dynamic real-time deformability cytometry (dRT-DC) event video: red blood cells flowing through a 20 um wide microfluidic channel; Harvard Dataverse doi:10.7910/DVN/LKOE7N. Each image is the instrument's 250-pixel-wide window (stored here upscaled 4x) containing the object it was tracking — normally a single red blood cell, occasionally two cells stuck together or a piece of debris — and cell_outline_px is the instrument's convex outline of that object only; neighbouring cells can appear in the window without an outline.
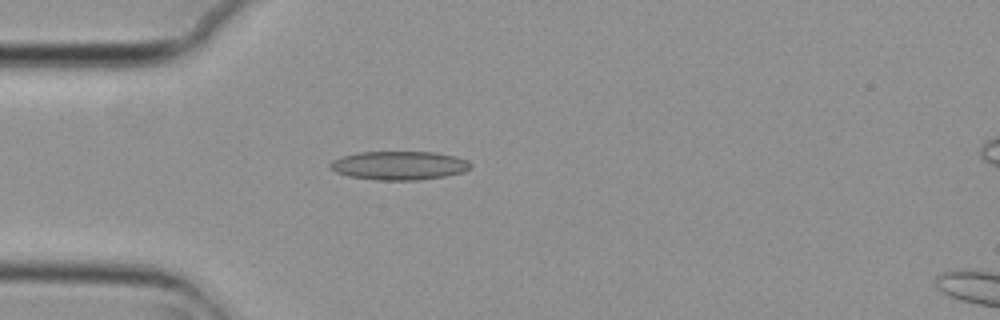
{"species": "common noctule bat (a hibernating species)", "species_latin": "Nyctalus noctula", "temperature_condition": "cold", "stored_images_in_passage": 4, "camera_frame_rate_fps": 3000, "um_per_image_px": 0.085, "animal": {"sex": "female", "body_mass_g": 29.2, "forearm_length_mm": 56.3}, "frame": {"image": 1, "passage_image": 4, "time_ms": 1.0, "image_size_px": [1000, 320], "cell_outline_px": [[472, 168], [464, 172], [444, 176], [416, 180], [376, 180], [348, 176], [336, 172], [328, 164], [332, 160], [340, 156], [360, 152], [436, 152], [456, 156], [468, 160], [472, 164]], "centroid_in_image_um": [33.95, 14.06], "position_along_channel_um": 51.1, "area_um2": 23.64}}